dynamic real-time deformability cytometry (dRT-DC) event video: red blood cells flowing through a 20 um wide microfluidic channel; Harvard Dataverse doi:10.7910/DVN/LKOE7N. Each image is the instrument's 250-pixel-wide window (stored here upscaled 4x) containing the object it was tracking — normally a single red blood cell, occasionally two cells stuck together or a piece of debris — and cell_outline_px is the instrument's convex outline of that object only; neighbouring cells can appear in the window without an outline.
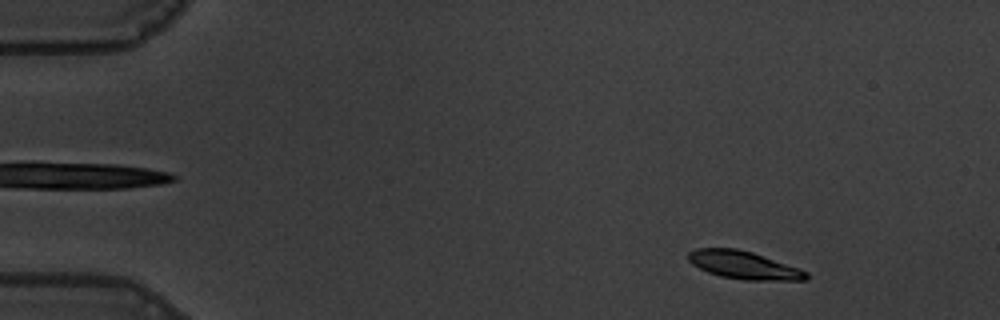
{"species": "common noctule bat (a hibernating species)", "species_latin": "Nyctalus noctula", "temperature_condition": "warm", "stored_images_in_passage": 36, "camera_frame_rate_fps": 3000, "um_per_image_px": 0.085, "animal": {"sex": "male", "body_mass_g": 19.5, "forearm_length_mm": 54.6}, "frame": {"image": 1, "passage_image": 6, "time_ms": 1.667, "image_size_px": [1000, 320], "cell_outline_px": [[808, 280], [744, 280], [720, 276], [708, 272], [692, 264], [688, 260], [688, 252], [696, 248], [736, 248], [752, 252], [800, 268], [808, 272]], "centroid_in_image_um": [63.22, 22.53], "position_along_channel_um": 21.8, "area_um2": 19.19}}
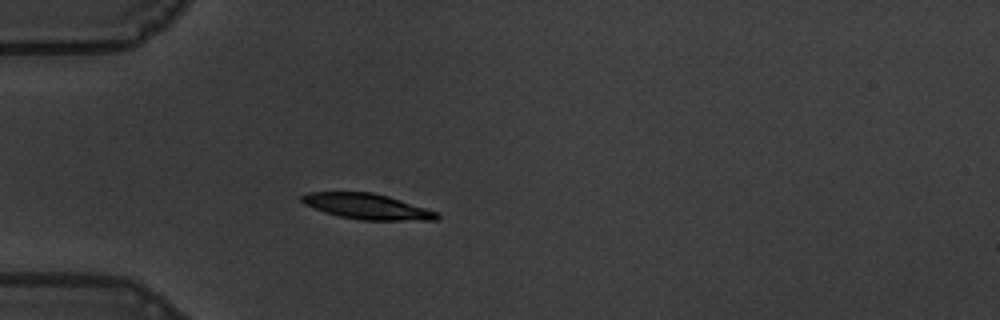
{"frame": {"image": 2, "passage_image": 16, "time_ms": 5.0, "image_size_px": [1000, 320], "cell_outline_px": [[440, 216], [436, 220], [360, 220], [340, 216], [324, 212], [304, 204], [300, 200], [300, 196], [308, 192], [372, 192], [388, 196], [440, 212]], "centroid_in_image_um": [31.22, 17.55], "position_along_channel_um": 53.8, "area_um2": 20.17}}
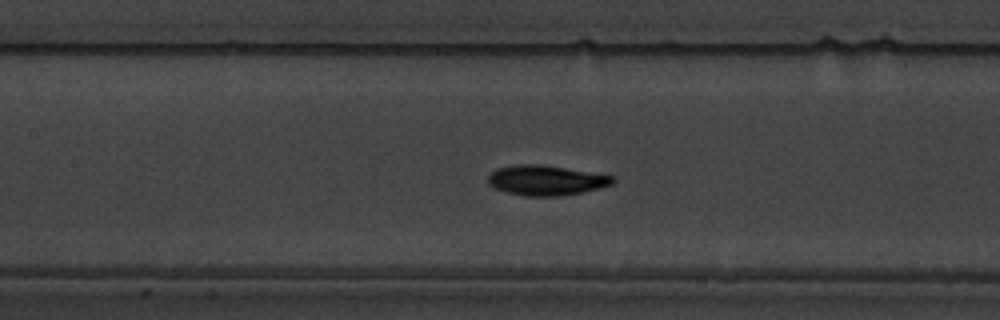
{"frame": {"image": 3, "passage_image": 26, "time_ms": 8.333, "image_size_px": [1000, 320], "cell_outline_px": [[616, 180], [612, 184], [584, 192], [556, 196], [524, 196], [508, 192], [496, 188], [488, 184], [488, 176], [496, 168], [516, 164], [540, 164], [612, 176]], "centroid_in_image_um": [46.38, 15.32], "position_along_channel_um": 161.0, "area_um2": 21.56}}